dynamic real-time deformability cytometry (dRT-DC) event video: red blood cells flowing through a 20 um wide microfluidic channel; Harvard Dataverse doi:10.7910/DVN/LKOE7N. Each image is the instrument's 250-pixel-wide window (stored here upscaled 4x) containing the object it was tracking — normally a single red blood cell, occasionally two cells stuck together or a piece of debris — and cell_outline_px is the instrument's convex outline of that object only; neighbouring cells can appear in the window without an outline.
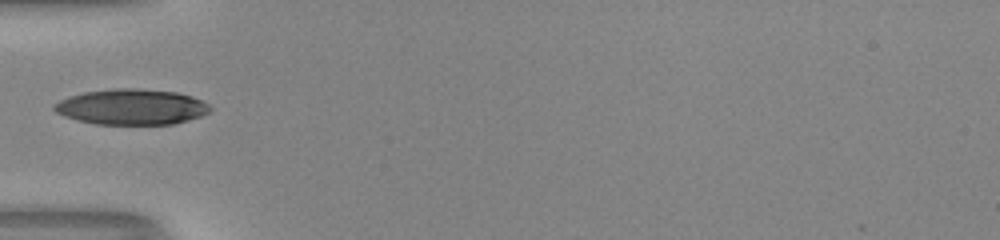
{"species": "human", "species_latin": "Homo sapiens", "temperature_condition": "room temperature", "stored_images_in_passage": 32, "camera_frame_rate_fps": 3000, "um_per_image_px": 0.085, "donor": {"sex": "male"}, "frame": {"image": 1, "passage_image": 1, "time_ms": 0.0, "image_size_px": [1000, 240], "cell_outline_px": [[212, 108], [208, 112], [200, 116], [188, 120], [172, 124], [96, 124], [76, 120], [64, 116], [56, 112], [52, 108], [52, 104], [68, 96], [84, 92], [116, 88], [136, 88], [176, 92], [192, 96], [208, 104]], "centroid_in_image_um": [11.14, 9.08], "position_along_channel_um": 73.9, "area_um2": 32.37}}